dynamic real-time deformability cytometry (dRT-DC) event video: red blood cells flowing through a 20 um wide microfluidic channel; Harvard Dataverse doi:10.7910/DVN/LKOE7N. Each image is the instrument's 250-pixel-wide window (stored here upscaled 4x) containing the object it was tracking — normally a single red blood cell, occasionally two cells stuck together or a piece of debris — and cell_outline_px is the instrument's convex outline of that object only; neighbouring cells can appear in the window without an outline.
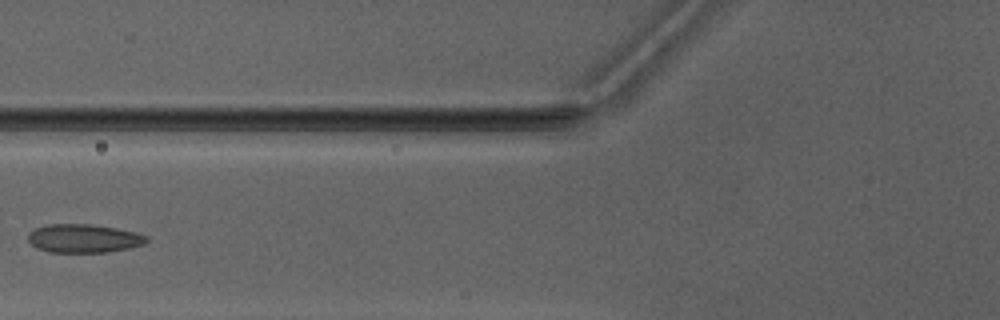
{"species": "Egyptian fruit bat (a non-hibernating species)", "species_latin": "Rousettus aegyptiacus", "temperature_condition": "warm", "stored_images_in_passage": 3, "camera_frame_rate_fps": 3000, "um_per_image_px": 0.085, "animal": {"sex": "male"}, "frame": {"image": 1, "passage_image": 3, "time_ms": 3.0, "image_size_px": [1000, 320], "cell_outline_px": [[148, 240], [144, 244], [128, 248], [108, 252], [48, 252], [32, 244], [28, 240], [28, 232], [36, 228], [48, 224], [92, 224], [116, 228], [136, 232], [148, 236]], "centroid_in_image_um": [7.13, 20.26], "position_along_channel_um": 118.7, "area_um2": 19.65}}